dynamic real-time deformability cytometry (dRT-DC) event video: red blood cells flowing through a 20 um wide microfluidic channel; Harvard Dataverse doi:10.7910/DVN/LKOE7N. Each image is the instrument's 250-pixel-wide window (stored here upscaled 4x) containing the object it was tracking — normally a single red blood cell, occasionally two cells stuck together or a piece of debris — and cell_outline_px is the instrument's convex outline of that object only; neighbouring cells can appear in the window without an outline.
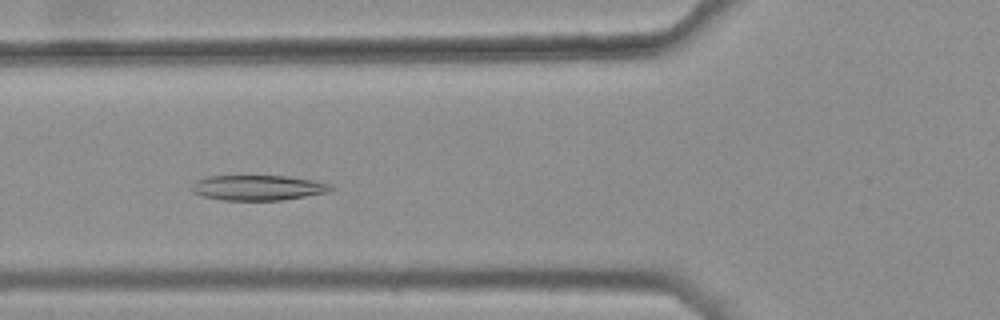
{"species": "common noctule bat (a hibernating species)", "species_latin": "Nyctalus noctula", "temperature_condition": "warm", "stored_images_in_passage": 41, "camera_frame_rate_fps": 3000, "um_per_image_px": 0.085, "animal": {"sex": "female", "body_mass_g": 25.1}, "frame": {"image": 1, "passage_image": 17, "time_ms": 5.333, "image_size_px": [1000, 320], "cell_outline_px": [[336, 188], [328, 192], [284, 200], [224, 200], [200, 196], [192, 192], [192, 184], [196, 180], [208, 176], [288, 176], [312, 180], [332, 184]], "centroid_in_image_um": [21.94, 15.96], "position_along_channel_um": 103.9, "area_um2": 20.58}}
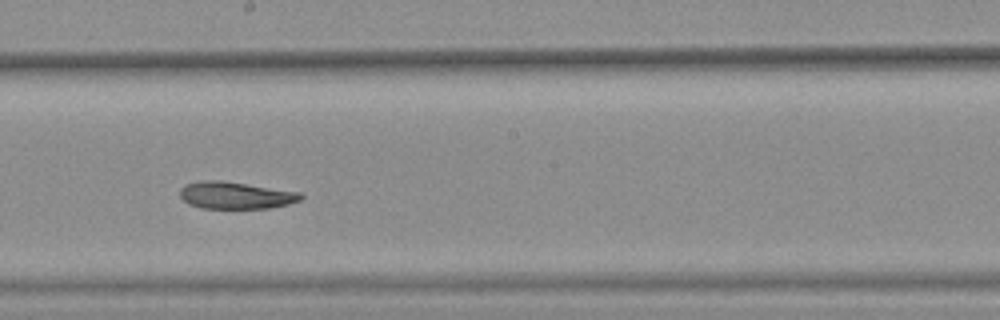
{"frame": {"image": 2, "passage_image": 27, "time_ms": 8.667, "image_size_px": [1000, 320], "cell_outline_px": [[304, 196], [300, 200], [288, 204], [268, 208], [200, 208], [188, 204], [180, 196], [180, 188], [184, 184], [200, 180], [216, 180], [300, 192]], "centroid_in_image_um": [19.98, 16.6], "position_along_channel_um": 228.2, "area_um2": 18.9}}
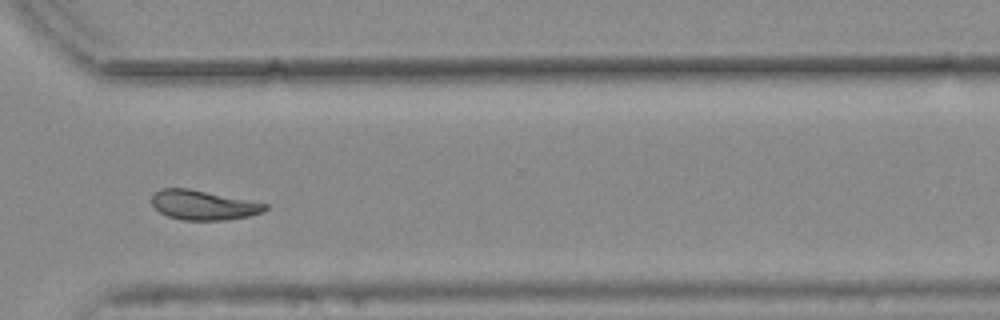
{"frame": {"image": 3, "passage_image": 37, "time_ms": 12.0, "image_size_px": [1000, 320], "cell_outline_px": [[268, 208], [260, 212], [248, 216], [224, 220], [180, 220], [168, 216], [160, 212], [152, 204], [152, 196], [160, 188], [188, 188], [268, 204]], "centroid_in_image_um": [17.25, 17.43], "position_along_channel_um": 353.4, "area_um2": 19.31}, "authors_computed_cell_mechanics": {"area_um2": 20.5768, "velocity_mm_per_s": 3.7382, "shape_relaxation_time_tau1_ms": null, "shape_relaxation_time_tau2_ms": 8.6914, "deformation_change_tau1": null, "deformation_change_tau2": 0.1291}}